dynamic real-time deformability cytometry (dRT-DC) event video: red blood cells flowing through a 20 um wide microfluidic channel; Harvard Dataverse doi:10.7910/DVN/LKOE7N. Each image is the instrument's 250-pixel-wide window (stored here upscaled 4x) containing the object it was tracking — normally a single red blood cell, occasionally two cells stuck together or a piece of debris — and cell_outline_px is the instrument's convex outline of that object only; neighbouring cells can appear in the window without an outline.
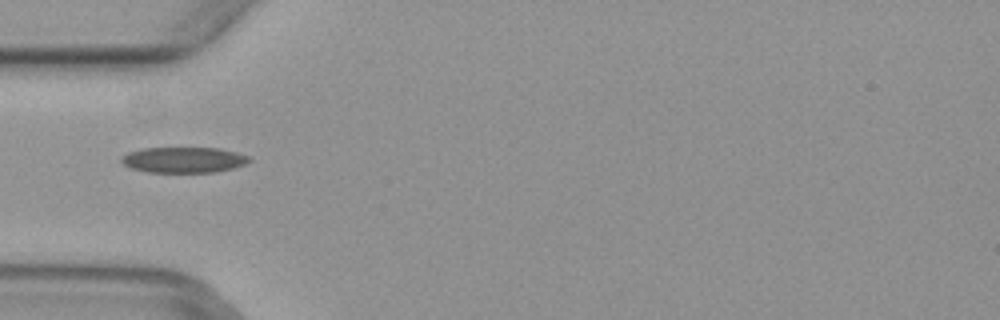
{"species": "common noctule bat (a hibernating species)", "species_latin": "Nyctalus noctula", "temperature_condition": "warm", "stored_images_in_passage": 2, "camera_frame_rate_fps": 3000, "um_per_image_px": 0.085, "animal": {"sex": "female", "body_mass_g": 29.2, "forearm_length_mm": 56.3}, "frame": {"image": 1, "passage_image": 1, "time_ms": 0.0, "image_size_px": [1000, 320], "cell_outline_px": [[252, 160], [244, 164], [232, 168], [216, 172], [148, 172], [132, 168], [124, 164], [120, 160], [120, 156], [128, 152], [144, 148], [220, 148], [236, 152], [248, 156]], "centroid_in_image_um": [15.6, 13.58], "position_along_channel_um": 69.4, "area_um2": 19.07}}
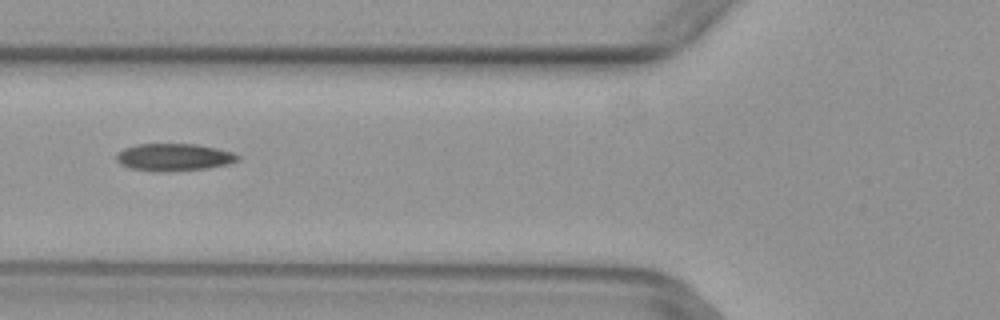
{"frame": {"image": 2, "passage_image": 2, "time_ms": 0.333, "image_size_px": [1000, 320], "cell_outline_px": [[240, 156], [236, 160], [228, 164], [208, 168], [164, 172], [152, 172], [128, 168], [120, 164], [116, 160], [116, 156], [124, 148], [136, 144], [196, 144], [216, 148], [232, 152]], "centroid_in_image_um": [14.74, 13.37], "position_along_channel_um": 111.1, "area_um2": 19.42}}